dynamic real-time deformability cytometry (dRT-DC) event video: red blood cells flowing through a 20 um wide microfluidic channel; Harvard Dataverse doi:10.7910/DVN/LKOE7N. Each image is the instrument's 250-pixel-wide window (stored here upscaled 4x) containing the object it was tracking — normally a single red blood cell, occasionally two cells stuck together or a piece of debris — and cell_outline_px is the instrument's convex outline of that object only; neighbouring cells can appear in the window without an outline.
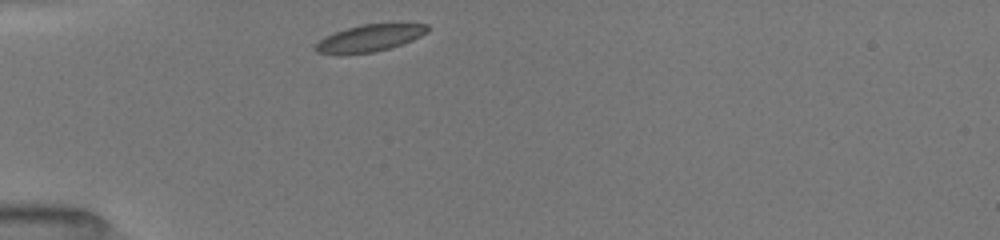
{"species": "common noctule bat (a hibernating species)", "species_latin": "Nyctalus noctula", "temperature_condition": "room temperature", "stored_images_in_passage": 28, "camera_frame_rate_fps": 3000, "um_per_image_px": 0.085, "animal": {"sex": "female", "body_mass_g": 19.5, "forearm_length_mm": 54.1}, "frame": {"image": 1, "passage_image": 1, "time_ms": 0.0, "image_size_px": [1000, 240], "cell_outline_px": [[428, 32], [412, 40], [388, 48], [372, 52], [316, 52], [312, 48], [320, 40], [336, 32], [360, 24], [428, 24]], "centroid_in_image_um": [31.46, 3.21], "position_along_channel_um": 53.5, "area_um2": 16.7}}
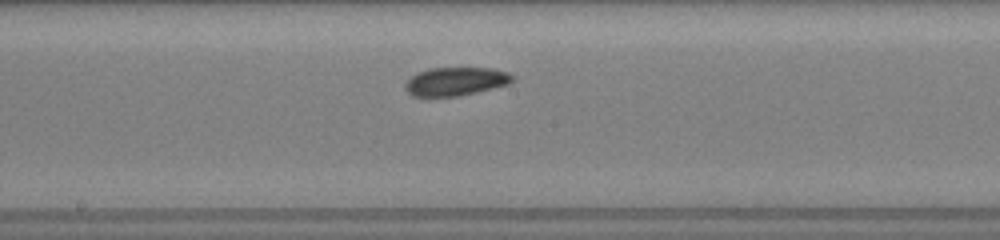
{"frame": {"image": 2, "passage_image": 11, "time_ms": 4.333, "image_size_px": [1000, 240], "cell_outline_px": [[512, 80], [508, 84], [460, 96], [412, 96], [404, 88], [404, 84], [416, 72], [428, 68], [492, 68], [508, 72], [512, 76]], "centroid_in_image_um": [38.69, 6.91], "position_along_channel_um": 209.5, "area_um2": 17.69}}
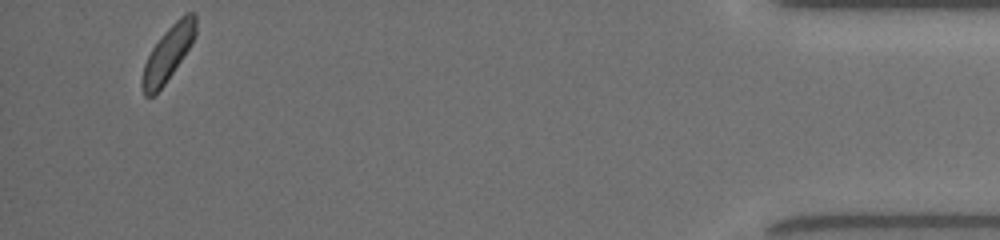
{"frame": {"image": 3, "passage_image": 28, "time_ms": 11.333, "image_size_px": [1000, 240], "cell_outline_px": [[196, 36], [164, 84], [152, 96], [144, 96], [140, 84], [140, 80], [144, 64], [152, 48], [164, 32], [180, 16], [188, 12], [196, 12]], "centroid_in_image_um": [14.26, 4.53], "position_along_channel_um": 420.9, "area_um2": 16.76}, "authors_computed_cell_mechanics": {"area_um2": 17.7157, "velocity_mm_per_s": 3.9719, "shape_relaxation_time_tau1_ms": 2.6462, "shape_relaxation_time_tau2_ms": 3.7039, "deformation_change_tau1": 0.0829, "deformation_change_tau2": 0.0723}}